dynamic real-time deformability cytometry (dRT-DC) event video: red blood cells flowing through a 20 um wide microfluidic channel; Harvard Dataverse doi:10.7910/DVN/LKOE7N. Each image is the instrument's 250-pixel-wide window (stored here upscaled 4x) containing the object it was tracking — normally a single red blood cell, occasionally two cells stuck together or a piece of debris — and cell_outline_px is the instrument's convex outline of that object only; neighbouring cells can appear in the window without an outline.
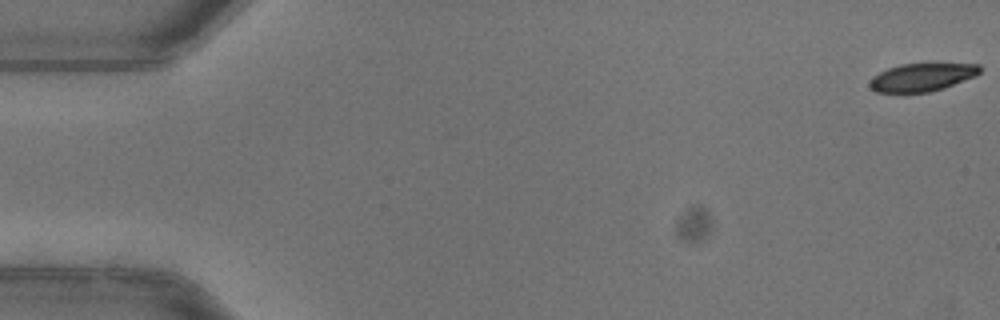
{"species": "common noctule bat (a hibernating species)", "species_latin": "Nyctalus noctula", "temperature_condition": "warm", "stored_images_in_passage": 17, "camera_frame_rate_fps": 3000, "um_per_image_px": 0.085, "animal": {"sex": "female"}, "frame": {"image": 1, "passage_image": 1, "time_ms": 0.0, "image_size_px": [1000, 320], "cell_outline_px": [[980, 72], [976, 76], [944, 88], [928, 92], [876, 92], [868, 84], [872, 76], [888, 68], [900, 64], [928, 60], [980, 64]], "centroid_in_image_um": [78.43, 6.49], "position_along_channel_um": 6.6, "area_um2": 18.96}}
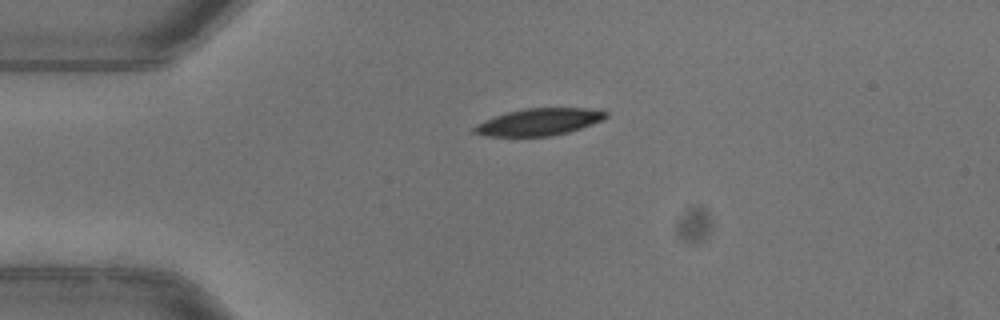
{"frame": {"image": 2, "passage_image": 13, "time_ms": 4.0, "image_size_px": [1000, 320], "cell_outline_px": [[608, 116], [604, 120], [568, 132], [548, 136], [484, 136], [472, 132], [472, 128], [476, 124], [484, 120], [508, 112], [524, 108], [584, 108], [608, 112]], "centroid_in_image_um": [45.79, 10.36], "position_along_channel_um": 39.2, "area_um2": 20.63}}